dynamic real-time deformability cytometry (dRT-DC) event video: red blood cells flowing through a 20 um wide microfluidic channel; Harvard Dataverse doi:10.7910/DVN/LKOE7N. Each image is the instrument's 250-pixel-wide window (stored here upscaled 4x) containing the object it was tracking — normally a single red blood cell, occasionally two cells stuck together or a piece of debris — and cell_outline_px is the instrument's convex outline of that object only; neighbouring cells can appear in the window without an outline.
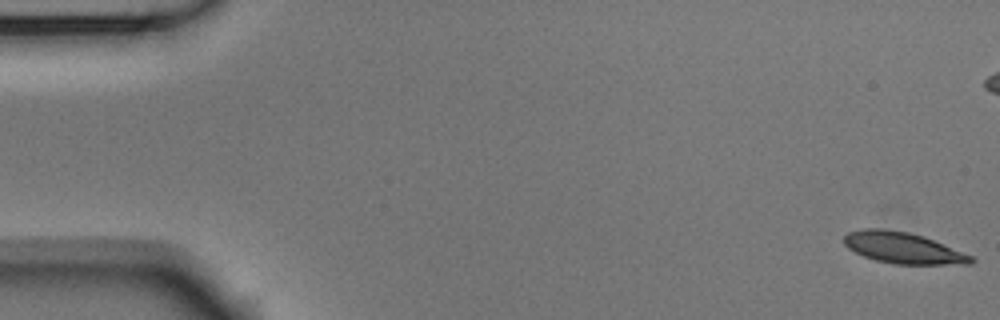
{"species": "Egyptian fruit bat (a non-hibernating species)", "species_latin": "Rousettus aegyptiacus", "temperature_condition": "room temperature", "stored_images_in_passage": 15, "camera_frame_rate_fps": 3000, "um_per_image_px": 0.085, "animal": {"sex": "male"}, "frame": {"image": 1, "passage_image": 1, "time_ms": 0.0, "image_size_px": [1000, 320], "cell_outline_px": [[976, 260], [972, 264], [892, 264], [876, 260], [864, 256], [848, 248], [844, 244], [844, 236], [848, 232], [864, 228], [880, 228], [908, 232], [924, 236], [972, 256]], "centroid_in_image_um": [76.75, 21.07], "position_along_channel_um": 8.3, "area_um2": 23.0}}